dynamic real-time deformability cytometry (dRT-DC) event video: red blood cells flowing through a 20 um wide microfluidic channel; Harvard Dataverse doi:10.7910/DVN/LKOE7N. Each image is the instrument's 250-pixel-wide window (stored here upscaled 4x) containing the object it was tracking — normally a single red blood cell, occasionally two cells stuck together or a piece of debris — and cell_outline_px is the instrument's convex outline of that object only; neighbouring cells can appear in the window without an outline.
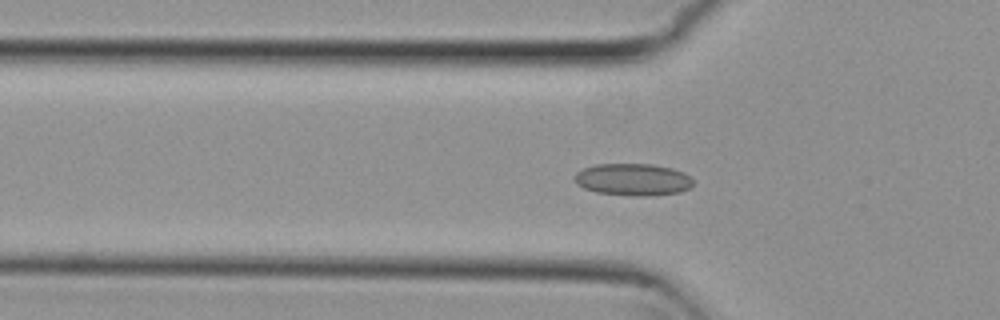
{"species": "common noctule bat (a hibernating species)", "species_latin": "Nyctalus noctula", "temperature_condition": "cold", "stored_images_in_passage": 49, "segment_of_instrument_passage": [1, 2], "camera_frame_rate_fps": 3000, "um_per_image_px": 0.085, "animal": {"sex": "female", "body_mass_g": 29.2, "forearm_length_mm": 56.3}, "frame": {"image": 1, "passage_image": 11, "time_ms": 3.333, "image_size_px": [1000, 320], "cell_outline_px": [[692, 184], [688, 188], [680, 192], [648, 196], [636, 196], [596, 192], [584, 188], [576, 184], [572, 176], [576, 172], [584, 168], [596, 164], [652, 164], [672, 168], [684, 172], [692, 180]], "centroid_in_image_um": [53.76, 15.26], "position_along_channel_um": 72.0, "area_um2": 22.2}}
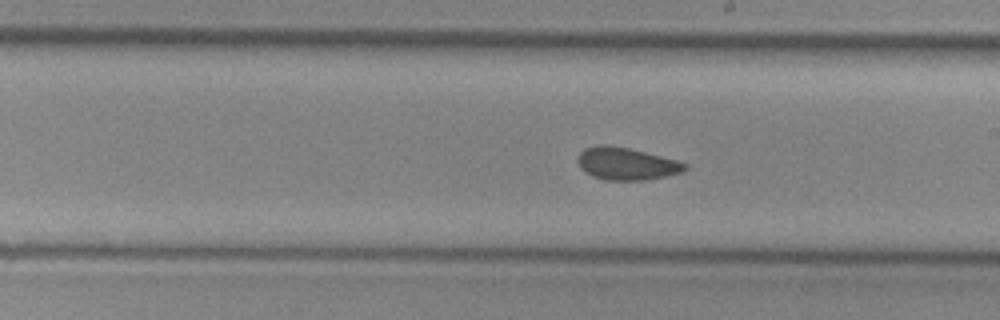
{"frame": {"image": 2, "passage_image": 24, "time_ms": 7.667, "image_size_px": [1000, 320], "cell_outline_px": [[688, 168], [680, 172], [664, 176], [644, 180], [604, 180], [592, 176], [580, 168], [576, 160], [576, 156], [584, 148], [600, 144], [608, 144], [628, 148], [676, 160], [688, 164]], "centroid_in_image_um": [53.18, 13.91], "position_along_channel_um": 235.8, "area_um2": 20.23}}
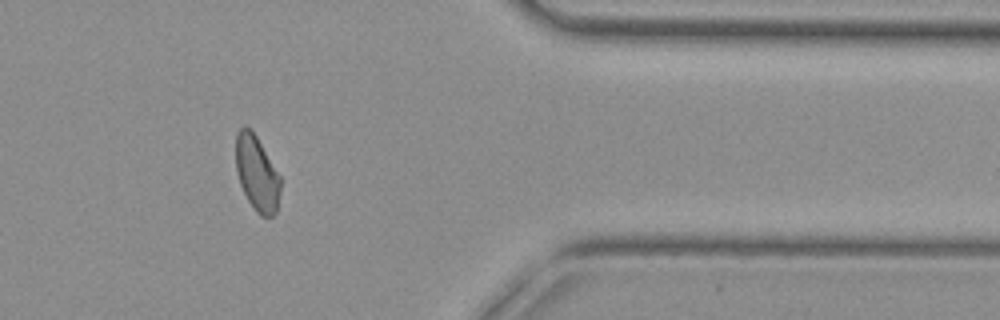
{"frame": {"image": 3, "passage_image": 38, "time_ms": 12.333, "image_size_px": [1000, 320], "cell_outline_px": [[280, 192], [276, 212], [272, 216], [260, 216], [256, 212], [248, 200], [240, 184], [236, 172], [236, 132], [244, 124], [256, 136], [280, 176]], "centroid_in_image_um": [21.82, 14.74], "position_along_channel_um": 389.6, "area_um2": 19.36}}